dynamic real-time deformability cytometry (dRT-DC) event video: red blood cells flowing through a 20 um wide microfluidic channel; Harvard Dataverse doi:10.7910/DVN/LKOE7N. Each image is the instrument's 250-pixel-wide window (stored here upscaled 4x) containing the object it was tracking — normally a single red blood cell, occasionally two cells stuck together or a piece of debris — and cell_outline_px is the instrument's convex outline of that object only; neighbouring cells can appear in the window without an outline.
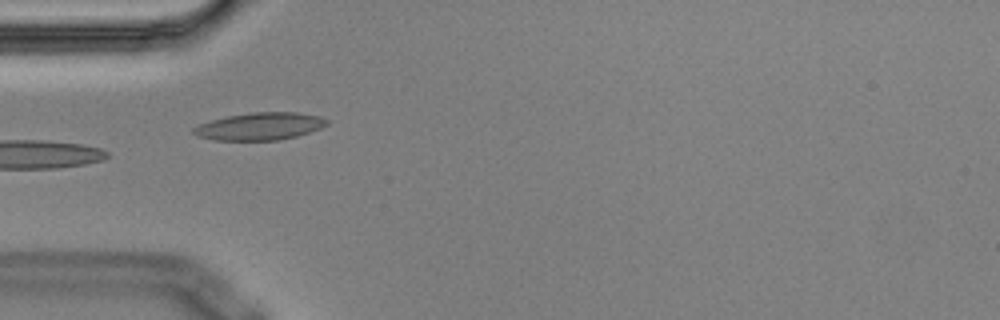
{"species": "Egyptian fruit bat (a non-hibernating species)", "species_latin": "Rousettus aegyptiacus", "temperature_condition": "cold", "stored_images_in_passage": 4, "camera_frame_rate_fps": 3000, "um_per_image_px": 0.085, "animal": {"sex": "male"}, "frame": {"image": 1, "passage_image": 3, "time_ms": 0.667, "image_size_px": [1000, 320], "cell_outline_px": [[328, 124], [320, 128], [296, 136], [276, 140], [212, 140], [196, 136], [192, 132], [192, 128], [200, 124], [212, 120], [228, 116], [252, 112], [296, 112], [320, 116], [328, 120]], "centroid_in_image_um": [22.06, 10.73], "position_along_channel_um": 62.9, "area_um2": 21.21}}